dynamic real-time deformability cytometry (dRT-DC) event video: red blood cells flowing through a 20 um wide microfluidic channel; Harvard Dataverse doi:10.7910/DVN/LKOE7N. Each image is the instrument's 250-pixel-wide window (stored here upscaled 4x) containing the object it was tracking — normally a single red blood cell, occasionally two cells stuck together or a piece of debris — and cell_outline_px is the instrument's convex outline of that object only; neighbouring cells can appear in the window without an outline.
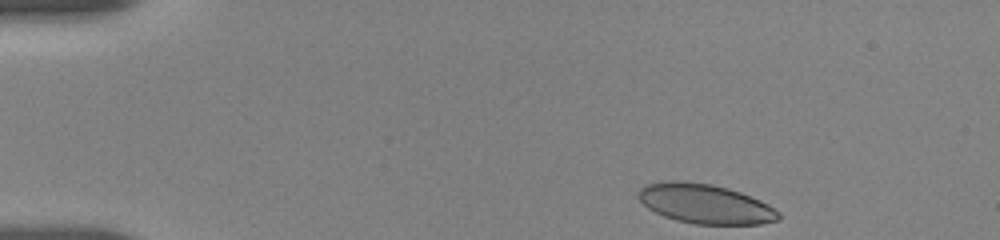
{"species": "human", "species_latin": "Homo sapiens", "temperature_condition": "room temperature", "stored_images_in_passage": 38, "camera_frame_rate_fps": 3000, "um_per_image_px": 0.085, "donor": {"sex": "female"}, "frame": {"image": 1, "passage_image": 1, "time_ms": 0.0, "image_size_px": [1000, 240], "cell_outline_px": [[780, 216], [776, 220], [760, 224], [692, 224], [676, 220], [664, 216], [648, 208], [636, 196], [636, 192], [644, 184], [664, 180], [684, 180], [712, 184], [728, 188], [740, 192], [760, 200], [768, 204], [780, 212]], "centroid_in_image_um": [59.89, 17.3], "position_along_channel_um": 25.1, "area_um2": 32.6}}
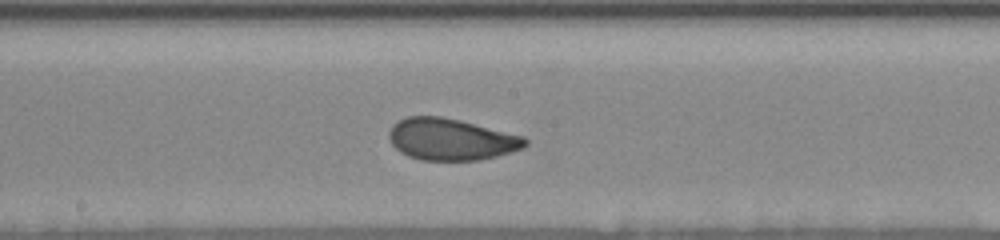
{"frame": {"image": 2, "passage_image": 21, "time_ms": 7.333, "image_size_px": [1000, 240], "cell_outline_px": [[528, 144], [524, 148], [496, 156], [480, 160], [420, 160], [408, 156], [400, 152], [392, 144], [388, 136], [388, 132], [392, 124], [408, 116], [440, 116], [460, 120], [524, 136], [528, 140]], "centroid_in_image_um": [38.34, 11.84], "position_along_channel_um": 209.9, "area_um2": 33.18}}
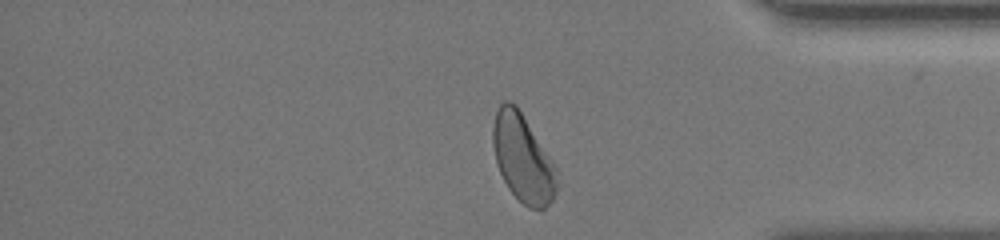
{"frame": {"image": 3, "passage_image": 36, "time_ms": 12.667, "image_size_px": [1000, 240], "cell_outline_px": [[556, 192], [552, 200], [540, 212], [528, 208], [508, 188], [500, 172], [496, 160], [492, 144], [492, 128], [496, 112], [500, 104], [504, 100], [508, 100], [516, 104], [552, 160], [556, 168]], "centroid_in_image_um": [44.43, 13.45], "position_along_channel_um": 390.8, "area_um2": 32.54}, "authors_computed_cell_mechanics": {"area_um2": 33.0327, "velocity_mm_per_s": 3.6607, "shape_relaxation_time_tau1_ms": 4.1197, "shape_relaxation_time_tau2_ms": 0.8809, "deformation_change_tau1": 0.1333, "deformation_change_tau2": 0.0524}}